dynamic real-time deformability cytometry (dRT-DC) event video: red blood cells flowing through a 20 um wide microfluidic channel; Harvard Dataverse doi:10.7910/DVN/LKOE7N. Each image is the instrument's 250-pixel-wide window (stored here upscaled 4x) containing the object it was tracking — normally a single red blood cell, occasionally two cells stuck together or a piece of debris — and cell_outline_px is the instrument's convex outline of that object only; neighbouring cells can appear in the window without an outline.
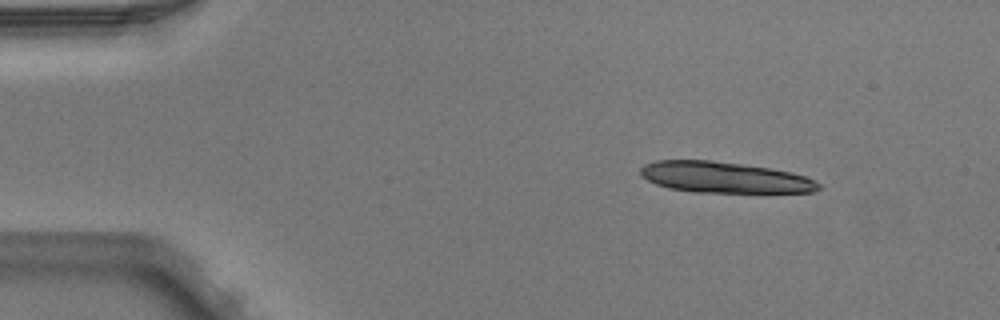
{"species": "Egyptian fruit bat (a non-hibernating species)", "species_latin": "Rousettus aegyptiacus", "temperature_condition": "warm", "stored_images_in_passage": 4, "camera_frame_rate_fps": 3000, "um_per_image_px": 0.085, "animal": {"sex": "male"}, "frame": {"image": 1, "passage_image": 1, "time_ms": 0.0, "image_size_px": [1000, 320], "cell_outline_px": [[820, 188], [812, 192], [692, 192], [668, 188], [656, 184], [640, 176], [640, 168], [644, 164], [656, 160], [712, 160], [768, 168], [792, 172], [804, 176], [820, 184]], "centroid_in_image_um": [61.51, 15.07], "position_along_channel_um": 23.5, "area_um2": 32.02}}
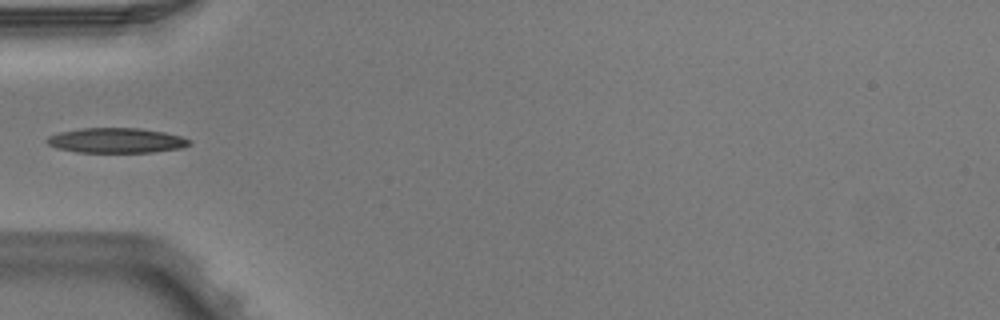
{"frame": {"image": 2, "passage_image": 4, "time_ms": 1.0, "image_size_px": [1000, 320], "cell_outline_px": [[192, 144], [180, 148], [152, 152], [76, 152], [56, 148], [48, 144], [44, 140], [48, 136], [60, 132], [84, 128], [140, 128], [164, 132], [180, 136], [192, 140]], "centroid_in_image_um": [9.88, 11.94], "position_along_channel_um": 75.1, "area_um2": 20.75}}